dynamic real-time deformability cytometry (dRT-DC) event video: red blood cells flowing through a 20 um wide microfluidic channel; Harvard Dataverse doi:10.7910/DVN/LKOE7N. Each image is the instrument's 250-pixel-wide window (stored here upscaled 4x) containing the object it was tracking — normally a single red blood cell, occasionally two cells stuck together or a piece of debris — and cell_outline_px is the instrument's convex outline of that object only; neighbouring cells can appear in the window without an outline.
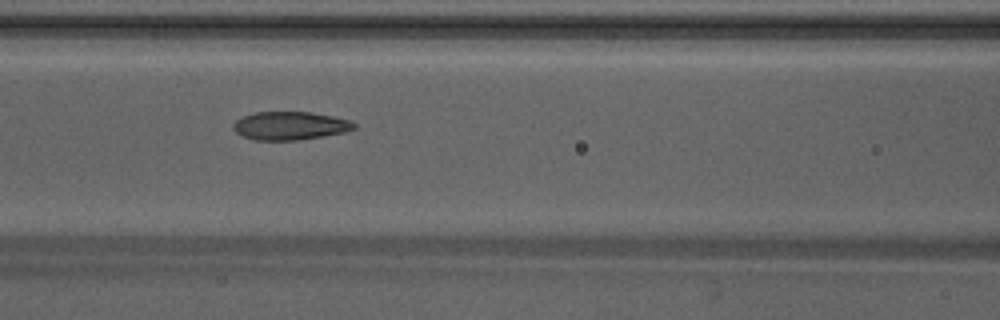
{"species": "Egyptian fruit bat (a non-hibernating species)", "species_latin": "Rousettus aegyptiacus", "temperature_condition": "warm", "stored_images_in_passage": 42, "camera_frame_rate_fps": 3000, "um_per_image_px": 0.085, "animal": {"sex": "male"}, "frame": {"image": 1, "passage_image": 15, "time_ms": 4.667, "image_size_px": [1000, 320], "cell_outline_px": [[356, 128], [344, 132], [324, 136], [296, 140], [256, 140], [244, 136], [236, 132], [232, 128], [232, 124], [236, 120], [244, 116], [256, 112], [312, 112], [332, 116], [348, 120], [356, 124]], "centroid_in_image_um": [24.65, 10.68], "position_along_channel_um": 142.0, "area_um2": 19.77}}
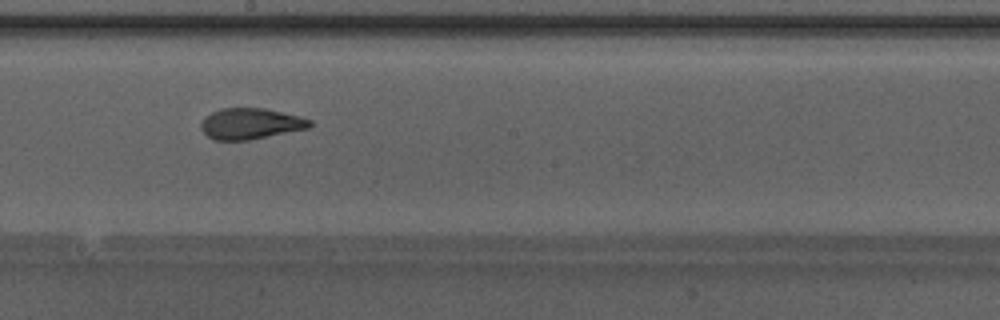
{"frame": {"image": 2, "passage_image": 21, "time_ms": 6.667, "image_size_px": [1000, 320], "cell_outline_px": [[312, 124], [308, 128], [248, 140], [216, 140], [208, 136], [200, 128], [200, 124], [212, 112], [220, 108], [264, 108], [300, 116], [312, 120]], "centroid_in_image_um": [21.31, 10.51], "position_along_channel_um": 226.9, "area_um2": 19.42}}
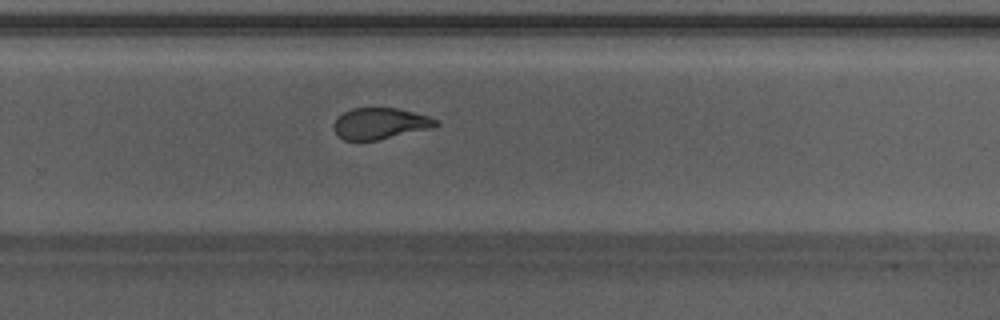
{"frame": {"image": 3, "passage_image": 26, "time_ms": 8.333, "image_size_px": [1000, 320], "cell_outline_px": [[440, 124], [432, 128], [376, 140], [344, 140], [332, 128], [332, 124], [344, 112], [352, 108], [400, 108], [428, 116], [440, 120]], "centroid_in_image_um": [32.34, 10.49], "position_along_channel_um": 297.5, "area_um2": 18.55}, "authors_computed_cell_mechanics": {"area_um2": 20.0277, "velocity_mm_per_s": 4.2621, "shape_relaxation_time_tau1_ms": 6.1438, "shape_relaxation_time_tau2_ms": 1.2687, "deformation_change_tau1": 0.1923, "deformation_change_tau2": 0.0787}}